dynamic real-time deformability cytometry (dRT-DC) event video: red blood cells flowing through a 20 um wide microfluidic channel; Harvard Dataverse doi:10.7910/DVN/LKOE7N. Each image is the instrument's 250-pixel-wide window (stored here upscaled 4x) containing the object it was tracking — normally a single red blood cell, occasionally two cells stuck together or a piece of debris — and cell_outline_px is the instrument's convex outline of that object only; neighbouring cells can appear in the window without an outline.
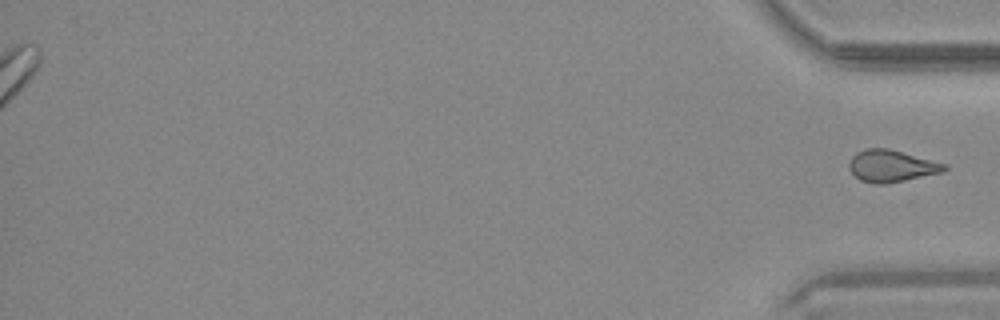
{"species": "common noctule bat (a hibernating species)", "species_latin": "Nyctalus noctula", "temperature_condition": "warm", "stored_images_in_passage": 38, "segment_of_instrument_passage": [2, 2], "camera_frame_rate_fps": 3000, "um_per_image_px": 0.085, "animal": {"sex": "male", "body_mass_g": 20.4}, "frame": {"image": 1, "passage_image": 38, "time_ms": 12.333, "image_size_px": [1000, 320], "cell_outline_px": [[948, 168], [940, 172], [904, 180], [884, 184], [872, 184], [860, 180], [848, 168], [848, 164], [852, 156], [856, 152], [868, 148], [888, 148], [948, 164]], "centroid_in_image_um": [75.74, 14.1], "position_along_channel_um": 359.5, "area_um2": 17.63}}